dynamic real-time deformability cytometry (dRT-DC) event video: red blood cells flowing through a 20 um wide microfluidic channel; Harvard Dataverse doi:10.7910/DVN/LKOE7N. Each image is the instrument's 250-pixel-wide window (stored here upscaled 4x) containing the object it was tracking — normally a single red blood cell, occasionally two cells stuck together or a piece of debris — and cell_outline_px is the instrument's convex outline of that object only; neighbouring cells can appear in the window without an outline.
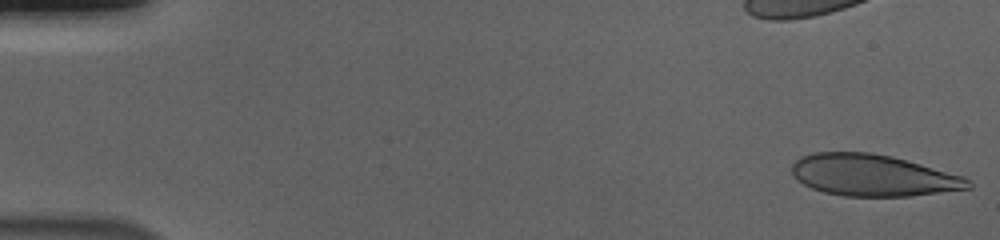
{"species": "human", "species_latin": "Homo sapiens", "temperature_condition": "cold", "stored_images_in_passage": 15, "camera_frame_rate_fps": 3000, "um_per_image_px": 0.085, "donor": {"sex": "male"}, "frame": {"image": 1, "passage_image": 1, "time_ms": 0.0, "image_size_px": [1000, 240], "cell_outline_px": [[972, 188], [908, 196], [844, 196], [824, 192], [812, 188], [796, 180], [792, 176], [792, 164], [800, 156], [812, 152], [872, 152], [892, 156], [964, 176], [972, 184]], "centroid_in_image_um": [74.16, 14.89], "position_along_channel_um": 10.8, "area_um2": 42.83}}